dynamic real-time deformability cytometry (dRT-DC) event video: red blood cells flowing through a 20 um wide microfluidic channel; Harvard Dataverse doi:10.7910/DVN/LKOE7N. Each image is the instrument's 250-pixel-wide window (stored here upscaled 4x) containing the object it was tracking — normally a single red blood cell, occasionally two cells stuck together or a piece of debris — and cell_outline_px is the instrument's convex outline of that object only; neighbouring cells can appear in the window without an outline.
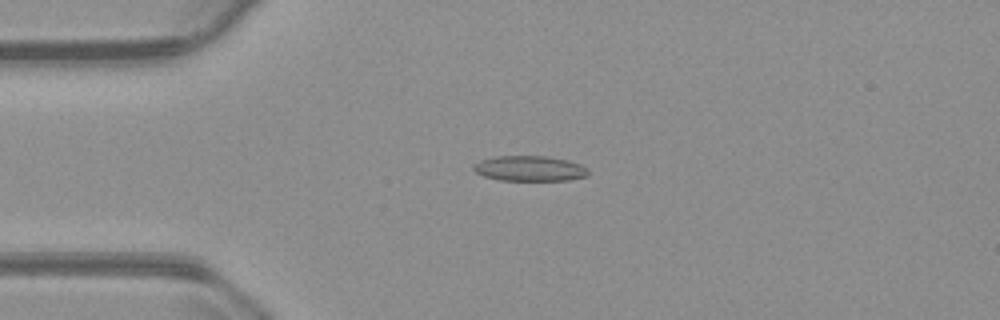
{"species": "common noctule bat (a hibernating species)", "species_latin": "Nyctalus noctula", "temperature_condition": "warm", "stored_images_in_passage": 48, "camera_frame_rate_fps": 3000, "um_per_image_px": 0.085, "animal": {"sex": "male", "body_mass_g": 23.1, "forearm_length_mm": 52.7}, "frame": {"image": 1, "passage_image": 6, "time_ms": 1.667, "image_size_px": [1000, 320], "cell_outline_px": [[588, 176], [568, 180], [500, 180], [484, 176], [476, 172], [472, 168], [472, 164], [480, 160], [496, 156], [548, 156], [568, 160], [580, 164], [588, 168]], "centroid_in_image_um": [45.02, 14.31], "position_along_channel_um": 40.0, "area_um2": 16.99}}
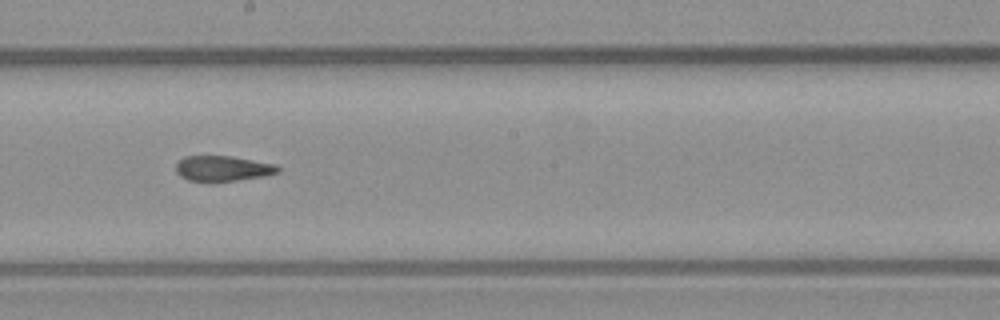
{"frame": {"image": 2, "passage_image": 23, "time_ms": 7.333, "image_size_px": [1000, 320], "cell_outline_px": [[280, 172], [264, 176], [208, 184], [188, 180], [180, 176], [176, 172], [176, 164], [184, 156], [232, 156], [276, 164], [280, 168]], "centroid_in_image_um": [18.91, 14.35], "position_along_channel_um": 229.3, "area_um2": 15.55}}
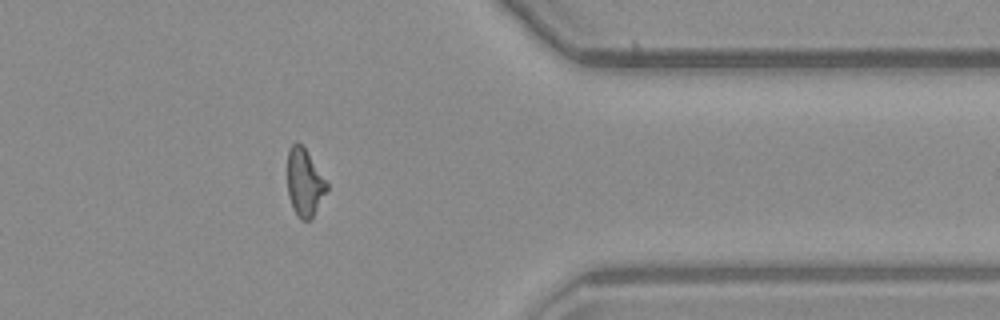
{"frame": {"image": 3, "passage_image": 37, "time_ms": 12.0, "image_size_px": [1000, 320], "cell_outline_px": [[328, 188], [312, 220], [300, 220], [296, 216], [292, 208], [288, 196], [288, 148], [296, 140], [304, 148], [328, 184]], "centroid_in_image_um": [25.87, 15.57], "position_along_channel_um": 385.5, "area_um2": 15.49}, "authors_computed_cell_mechanics": {"area_um2": 15.9817, "velocity_mm_per_s": 3.7493, "shape_relaxation_time_tau1_ms": null, "shape_relaxation_time_tau2_ms": 4.4658, "deformation_change_tau1": null, "deformation_change_tau2": 0.1152}}